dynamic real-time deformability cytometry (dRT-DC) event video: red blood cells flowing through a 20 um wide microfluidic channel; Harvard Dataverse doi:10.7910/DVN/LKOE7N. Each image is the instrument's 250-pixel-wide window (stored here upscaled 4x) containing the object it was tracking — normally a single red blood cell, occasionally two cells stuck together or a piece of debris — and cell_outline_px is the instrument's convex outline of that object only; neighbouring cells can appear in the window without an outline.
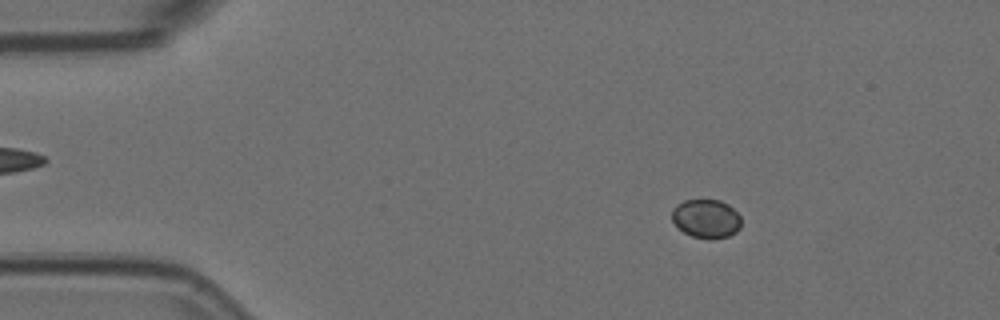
{"species": "Egyptian fruit bat (a non-hibernating species)", "species_latin": "Rousettus aegyptiacus", "temperature_condition": "room temperature", "stored_images_in_passage": 42, "camera_frame_rate_fps": 3000, "um_per_image_px": 0.085, "animal": {"sex": "female"}, "frame": {"image": 1, "passage_image": 9, "time_ms": 2.667, "image_size_px": [1000, 320], "cell_outline_px": [[740, 228], [736, 232], [728, 236], [712, 240], [692, 236], [684, 232], [672, 220], [672, 208], [676, 204], [684, 200], [720, 200], [728, 204], [740, 216]], "centroid_in_image_um": [60.02, 18.58], "position_along_channel_um": 25.0, "area_um2": 15.66}}
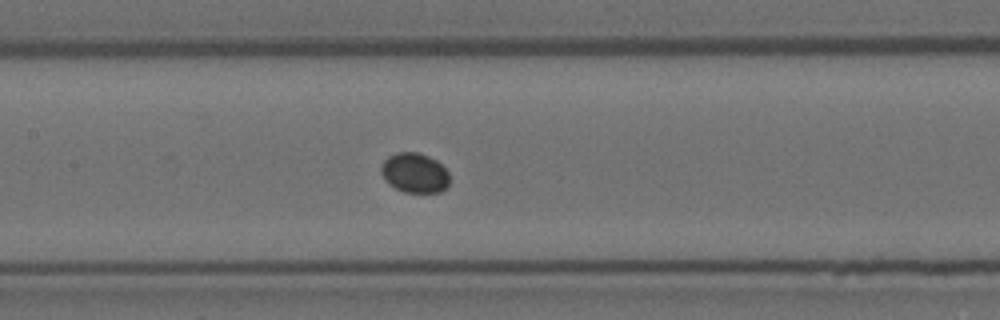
{"frame": {"image": 2, "passage_image": 27, "time_ms": 8.667, "image_size_px": [1000, 320], "cell_outline_px": [[448, 188], [440, 192], [404, 192], [396, 188], [384, 180], [380, 172], [380, 164], [388, 156], [396, 152], [416, 152], [428, 156], [436, 160], [448, 172]], "centroid_in_image_um": [35.21, 14.69], "position_along_channel_um": 172.2, "area_um2": 15.95}}
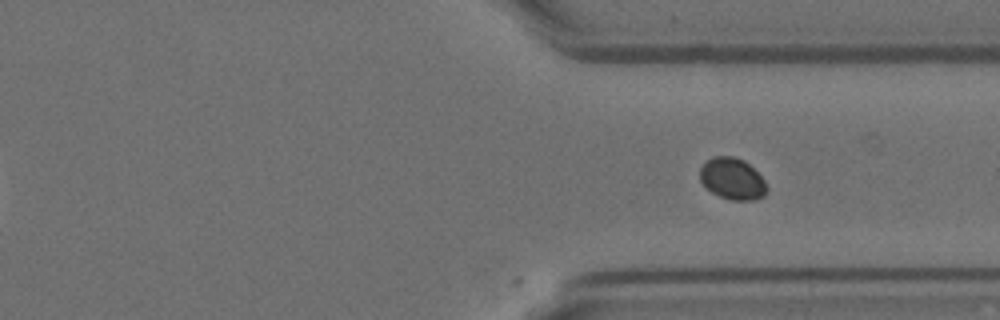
{"frame": {"image": 3, "passage_image": 42, "time_ms": 13.667, "image_size_px": [1000, 320], "cell_outline_px": [[768, 188], [764, 196], [752, 200], [732, 200], [720, 196], [712, 192], [700, 180], [700, 168], [712, 156], [736, 156], [744, 160], [764, 180]], "centroid_in_image_um": [62.26, 15.19], "position_along_channel_um": 349.1, "area_um2": 16.01}}